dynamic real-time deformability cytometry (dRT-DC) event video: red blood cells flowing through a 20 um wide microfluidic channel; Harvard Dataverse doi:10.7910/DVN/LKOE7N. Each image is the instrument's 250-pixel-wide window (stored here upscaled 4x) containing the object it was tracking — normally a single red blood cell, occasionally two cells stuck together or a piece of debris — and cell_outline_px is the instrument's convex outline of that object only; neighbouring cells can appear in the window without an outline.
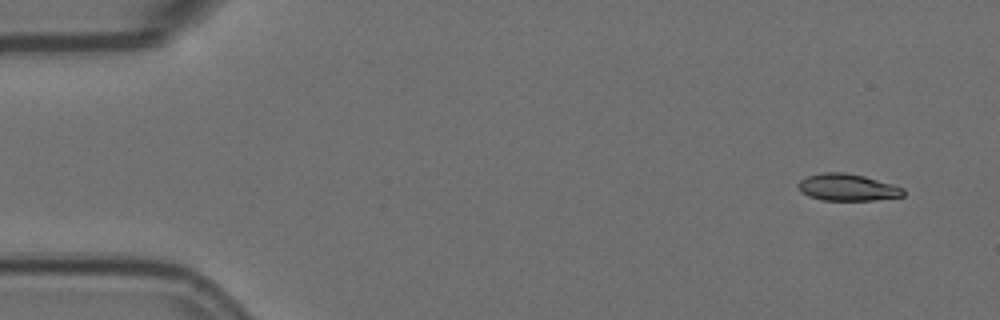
{"species": "Egyptian fruit bat (a non-hibernating species)", "species_latin": "Rousettus aegyptiacus", "temperature_condition": "room temperature", "stored_images_in_passage": 2, "camera_frame_rate_fps": 3000, "um_per_image_px": 0.085, "animal": {"sex": "female"}, "frame": {"image": 1, "passage_image": 1, "time_ms": 0.0, "image_size_px": [1000, 320], "cell_outline_px": [[904, 196], [876, 200], [820, 200], [808, 196], [800, 192], [796, 184], [800, 180], [808, 176], [820, 172], [844, 172], [864, 176], [892, 184], [904, 188]], "centroid_in_image_um": [72.0, 15.92], "position_along_channel_um": 13.0, "area_um2": 16.65}}